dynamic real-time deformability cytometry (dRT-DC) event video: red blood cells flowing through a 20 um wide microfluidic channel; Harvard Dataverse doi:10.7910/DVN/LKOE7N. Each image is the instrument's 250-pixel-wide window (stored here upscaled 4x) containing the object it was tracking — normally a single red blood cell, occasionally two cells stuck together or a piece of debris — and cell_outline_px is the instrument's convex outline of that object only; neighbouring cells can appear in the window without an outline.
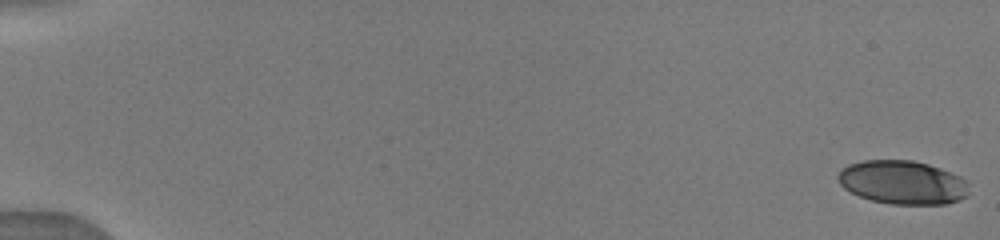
{"species": "human", "species_latin": "Homo sapiens", "temperature_condition": "warm", "stored_images_in_passage": 59, "camera_frame_rate_fps": 3000, "um_per_image_px": 0.085, "donor": {"sex": "male"}, "frame": {"image": 1, "passage_image": 1, "time_ms": 0.0, "image_size_px": [1000, 240], "cell_outline_px": [[968, 196], [960, 200], [948, 204], [888, 204], [872, 200], [860, 196], [844, 188], [836, 180], [836, 176], [840, 168], [848, 164], [864, 160], [912, 160], [928, 164], [940, 168], [960, 176], [968, 184]], "centroid_in_image_um": [76.7, 15.5], "position_along_channel_um": 8.3, "area_um2": 33.58}}
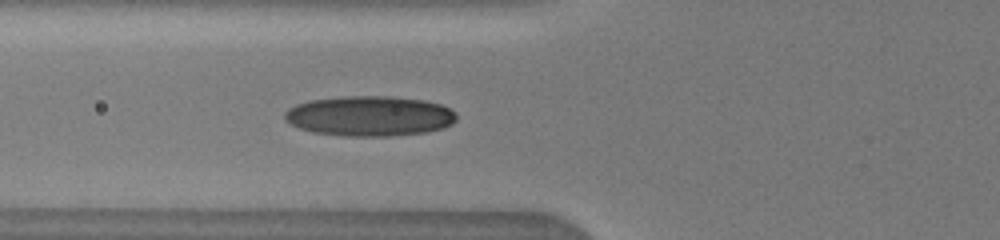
{"frame": {"image": 2, "passage_image": 22, "time_ms": 6.667, "image_size_px": [1000, 240], "cell_outline_px": [[456, 120], [452, 124], [444, 128], [428, 132], [388, 136], [348, 136], [312, 132], [300, 128], [284, 120], [284, 112], [288, 108], [296, 104], [308, 100], [340, 96], [388, 96], [424, 100], [440, 104], [456, 112]], "centroid_in_image_um": [31.41, 9.86], "position_along_channel_um": 94.4, "area_um2": 40.46}}
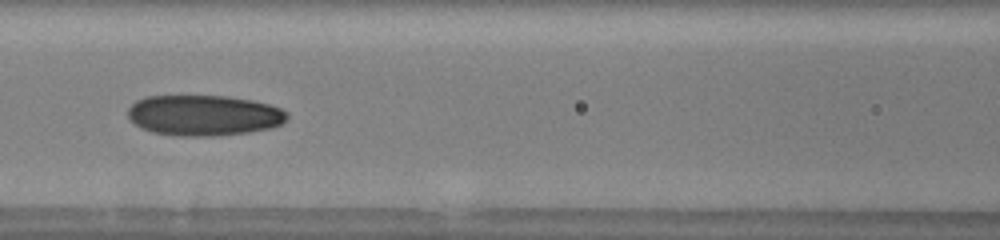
{"frame": {"image": 3, "passage_image": 28, "time_ms": 8.0, "image_size_px": [1000, 240], "cell_outline_px": [[288, 116], [280, 124], [272, 128], [248, 132], [212, 136], [180, 136], [152, 132], [140, 128], [128, 116], [128, 108], [136, 100], [144, 96], [228, 96], [252, 100], [268, 104], [280, 108], [288, 112]], "centroid_in_image_um": [17.31, 9.8], "position_along_channel_um": 149.3, "area_um2": 37.74}}